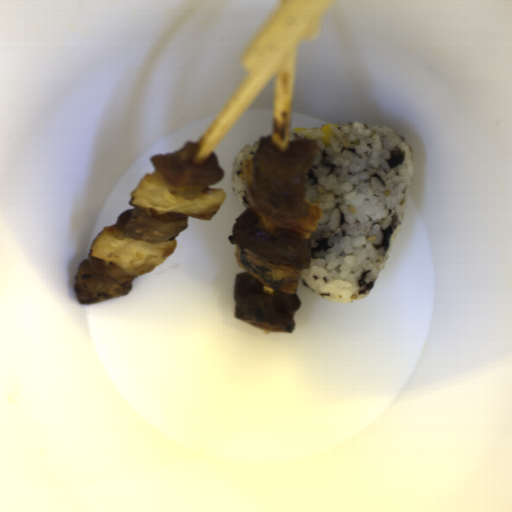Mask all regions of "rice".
<instances>
[{"label":"rice","mask_w":512,"mask_h":512,"mask_svg":"<svg viewBox=\"0 0 512 512\" xmlns=\"http://www.w3.org/2000/svg\"><path fill=\"white\" fill-rule=\"evenodd\" d=\"M259 139L255 142L254 145H246L235 157L233 163H232V176H233V190L236 194L237 201L241 208L246 210H249L246 202L244 201L243 197L246 195V189L243 185V183L239 179L238 172L240 171L243 163L247 160L249 156H251V153L257 152V146L259 143Z\"/></svg>","instance_id":"023b6e5f"},{"label":"rice","mask_w":512,"mask_h":512,"mask_svg":"<svg viewBox=\"0 0 512 512\" xmlns=\"http://www.w3.org/2000/svg\"><path fill=\"white\" fill-rule=\"evenodd\" d=\"M292 131L291 141L314 140L318 150L304 182L305 199L321 215L310 232L311 261L298 277L324 299H366L406 218L413 177L410 144L394 129L361 122Z\"/></svg>","instance_id":"652b925c"}]
</instances>
